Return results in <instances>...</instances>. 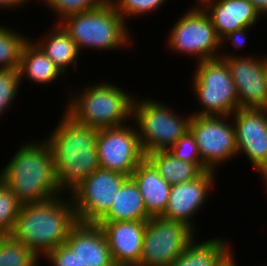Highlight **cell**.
<instances>
[{
    "instance_id": "cell-1",
    "label": "cell",
    "mask_w": 267,
    "mask_h": 266,
    "mask_svg": "<svg viewBox=\"0 0 267 266\" xmlns=\"http://www.w3.org/2000/svg\"><path fill=\"white\" fill-rule=\"evenodd\" d=\"M98 132V128L80 124L65 111L51 135L44 139L51 148L62 193L68 190L69 195L100 168L96 149Z\"/></svg>"
},
{
    "instance_id": "cell-2",
    "label": "cell",
    "mask_w": 267,
    "mask_h": 266,
    "mask_svg": "<svg viewBox=\"0 0 267 266\" xmlns=\"http://www.w3.org/2000/svg\"><path fill=\"white\" fill-rule=\"evenodd\" d=\"M1 180L21 204L44 202L65 196L58 186L54 158L49 144L24 143L0 171Z\"/></svg>"
},
{
    "instance_id": "cell-3",
    "label": "cell",
    "mask_w": 267,
    "mask_h": 266,
    "mask_svg": "<svg viewBox=\"0 0 267 266\" xmlns=\"http://www.w3.org/2000/svg\"><path fill=\"white\" fill-rule=\"evenodd\" d=\"M67 198L60 195L44 202L22 204L10 235L44 257L65 243L78 222L71 197Z\"/></svg>"
},
{
    "instance_id": "cell-4",
    "label": "cell",
    "mask_w": 267,
    "mask_h": 266,
    "mask_svg": "<svg viewBox=\"0 0 267 266\" xmlns=\"http://www.w3.org/2000/svg\"><path fill=\"white\" fill-rule=\"evenodd\" d=\"M80 92L66 101V112L80 124L102 129L125 125L132 118L135 97L122 88L97 83Z\"/></svg>"
},
{
    "instance_id": "cell-5",
    "label": "cell",
    "mask_w": 267,
    "mask_h": 266,
    "mask_svg": "<svg viewBox=\"0 0 267 266\" xmlns=\"http://www.w3.org/2000/svg\"><path fill=\"white\" fill-rule=\"evenodd\" d=\"M125 21L106 1L100 7L67 16L58 23L70 35L79 51L83 47L112 51L130 44L132 38Z\"/></svg>"
},
{
    "instance_id": "cell-6",
    "label": "cell",
    "mask_w": 267,
    "mask_h": 266,
    "mask_svg": "<svg viewBox=\"0 0 267 266\" xmlns=\"http://www.w3.org/2000/svg\"><path fill=\"white\" fill-rule=\"evenodd\" d=\"M191 117H181L157 100L135 99L132 118L145 156L169 150L189 130Z\"/></svg>"
},
{
    "instance_id": "cell-7",
    "label": "cell",
    "mask_w": 267,
    "mask_h": 266,
    "mask_svg": "<svg viewBox=\"0 0 267 266\" xmlns=\"http://www.w3.org/2000/svg\"><path fill=\"white\" fill-rule=\"evenodd\" d=\"M196 67L192 88L202 109L192 115L232 116L239 109V98L227 63L215 58L198 62Z\"/></svg>"
},
{
    "instance_id": "cell-8",
    "label": "cell",
    "mask_w": 267,
    "mask_h": 266,
    "mask_svg": "<svg viewBox=\"0 0 267 266\" xmlns=\"http://www.w3.org/2000/svg\"><path fill=\"white\" fill-rule=\"evenodd\" d=\"M170 49L178 53L198 57L197 62L219 58L221 41L210 17L200 5H196L176 22L169 33Z\"/></svg>"
},
{
    "instance_id": "cell-9",
    "label": "cell",
    "mask_w": 267,
    "mask_h": 266,
    "mask_svg": "<svg viewBox=\"0 0 267 266\" xmlns=\"http://www.w3.org/2000/svg\"><path fill=\"white\" fill-rule=\"evenodd\" d=\"M128 178L103 168L85 178L70 194L78 222L97 223L109 211Z\"/></svg>"
},
{
    "instance_id": "cell-10",
    "label": "cell",
    "mask_w": 267,
    "mask_h": 266,
    "mask_svg": "<svg viewBox=\"0 0 267 266\" xmlns=\"http://www.w3.org/2000/svg\"><path fill=\"white\" fill-rule=\"evenodd\" d=\"M195 234L181 222L151 217L146 221L140 266H170Z\"/></svg>"
},
{
    "instance_id": "cell-11",
    "label": "cell",
    "mask_w": 267,
    "mask_h": 266,
    "mask_svg": "<svg viewBox=\"0 0 267 266\" xmlns=\"http://www.w3.org/2000/svg\"><path fill=\"white\" fill-rule=\"evenodd\" d=\"M232 116L192 115L189 130L198 145L202 163L215 171L219 163L235 158L237 144ZM228 119L229 121L227 122ZM226 160V161H225Z\"/></svg>"
},
{
    "instance_id": "cell-12",
    "label": "cell",
    "mask_w": 267,
    "mask_h": 266,
    "mask_svg": "<svg viewBox=\"0 0 267 266\" xmlns=\"http://www.w3.org/2000/svg\"><path fill=\"white\" fill-rule=\"evenodd\" d=\"M96 149L100 168L129 177L146 158L136 127L127 124L99 129Z\"/></svg>"
},
{
    "instance_id": "cell-13",
    "label": "cell",
    "mask_w": 267,
    "mask_h": 266,
    "mask_svg": "<svg viewBox=\"0 0 267 266\" xmlns=\"http://www.w3.org/2000/svg\"><path fill=\"white\" fill-rule=\"evenodd\" d=\"M228 66L234 80L239 108L265 109L267 101V56L256 57L238 56L236 54L220 53Z\"/></svg>"
},
{
    "instance_id": "cell-14",
    "label": "cell",
    "mask_w": 267,
    "mask_h": 266,
    "mask_svg": "<svg viewBox=\"0 0 267 266\" xmlns=\"http://www.w3.org/2000/svg\"><path fill=\"white\" fill-rule=\"evenodd\" d=\"M232 115L237 154L244 153L267 183V110L239 108Z\"/></svg>"
},
{
    "instance_id": "cell-15",
    "label": "cell",
    "mask_w": 267,
    "mask_h": 266,
    "mask_svg": "<svg viewBox=\"0 0 267 266\" xmlns=\"http://www.w3.org/2000/svg\"><path fill=\"white\" fill-rule=\"evenodd\" d=\"M214 172L206 170L194 180L171 185L168 205L161 217L181 222L195 233L193 217L207 200L209 189L211 190L215 181Z\"/></svg>"
},
{
    "instance_id": "cell-16",
    "label": "cell",
    "mask_w": 267,
    "mask_h": 266,
    "mask_svg": "<svg viewBox=\"0 0 267 266\" xmlns=\"http://www.w3.org/2000/svg\"><path fill=\"white\" fill-rule=\"evenodd\" d=\"M116 266H140L146 221L97 222Z\"/></svg>"
},
{
    "instance_id": "cell-17",
    "label": "cell",
    "mask_w": 267,
    "mask_h": 266,
    "mask_svg": "<svg viewBox=\"0 0 267 266\" xmlns=\"http://www.w3.org/2000/svg\"><path fill=\"white\" fill-rule=\"evenodd\" d=\"M215 27L221 39L235 30L252 27L261 18L249 0H196Z\"/></svg>"
},
{
    "instance_id": "cell-18",
    "label": "cell",
    "mask_w": 267,
    "mask_h": 266,
    "mask_svg": "<svg viewBox=\"0 0 267 266\" xmlns=\"http://www.w3.org/2000/svg\"><path fill=\"white\" fill-rule=\"evenodd\" d=\"M65 243L85 266H116L105 234L97 223L77 222Z\"/></svg>"
},
{
    "instance_id": "cell-19",
    "label": "cell",
    "mask_w": 267,
    "mask_h": 266,
    "mask_svg": "<svg viewBox=\"0 0 267 266\" xmlns=\"http://www.w3.org/2000/svg\"><path fill=\"white\" fill-rule=\"evenodd\" d=\"M131 177L139 187L148 215L161 217L168 205L171 185L147 158L137 166Z\"/></svg>"
},
{
    "instance_id": "cell-20",
    "label": "cell",
    "mask_w": 267,
    "mask_h": 266,
    "mask_svg": "<svg viewBox=\"0 0 267 266\" xmlns=\"http://www.w3.org/2000/svg\"><path fill=\"white\" fill-rule=\"evenodd\" d=\"M150 218L138 185L129 177L117 193L109 211L98 222L148 221Z\"/></svg>"
},
{
    "instance_id": "cell-21",
    "label": "cell",
    "mask_w": 267,
    "mask_h": 266,
    "mask_svg": "<svg viewBox=\"0 0 267 266\" xmlns=\"http://www.w3.org/2000/svg\"><path fill=\"white\" fill-rule=\"evenodd\" d=\"M35 42L29 39L23 46L18 68L20 79L26 77L35 83L50 84L64 74Z\"/></svg>"
},
{
    "instance_id": "cell-22",
    "label": "cell",
    "mask_w": 267,
    "mask_h": 266,
    "mask_svg": "<svg viewBox=\"0 0 267 266\" xmlns=\"http://www.w3.org/2000/svg\"><path fill=\"white\" fill-rule=\"evenodd\" d=\"M39 41L37 39L36 44L63 74L66 75L68 66L73 65L74 69H78L77 57L80 55V51L70 35L59 23H56L54 28L50 32L48 31L47 35L41 40L39 39Z\"/></svg>"
},
{
    "instance_id": "cell-23",
    "label": "cell",
    "mask_w": 267,
    "mask_h": 266,
    "mask_svg": "<svg viewBox=\"0 0 267 266\" xmlns=\"http://www.w3.org/2000/svg\"><path fill=\"white\" fill-rule=\"evenodd\" d=\"M221 238L214 237L201 243L193 238L170 266H217L231 250L227 240Z\"/></svg>"
},
{
    "instance_id": "cell-24",
    "label": "cell",
    "mask_w": 267,
    "mask_h": 266,
    "mask_svg": "<svg viewBox=\"0 0 267 266\" xmlns=\"http://www.w3.org/2000/svg\"><path fill=\"white\" fill-rule=\"evenodd\" d=\"M154 165L159 175L170 185L188 182L209 170L203 163H193L180 160L168 150L155 151L146 155Z\"/></svg>"
},
{
    "instance_id": "cell-25",
    "label": "cell",
    "mask_w": 267,
    "mask_h": 266,
    "mask_svg": "<svg viewBox=\"0 0 267 266\" xmlns=\"http://www.w3.org/2000/svg\"><path fill=\"white\" fill-rule=\"evenodd\" d=\"M39 259L22 241L0 235V266H39Z\"/></svg>"
},
{
    "instance_id": "cell-26",
    "label": "cell",
    "mask_w": 267,
    "mask_h": 266,
    "mask_svg": "<svg viewBox=\"0 0 267 266\" xmlns=\"http://www.w3.org/2000/svg\"><path fill=\"white\" fill-rule=\"evenodd\" d=\"M29 39L14 29L0 25V69H18L21 52Z\"/></svg>"
},
{
    "instance_id": "cell-27",
    "label": "cell",
    "mask_w": 267,
    "mask_h": 266,
    "mask_svg": "<svg viewBox=\"0 0 267 266\" xmlns=\"http://www.w3.org/2000/svg\"><path fill=\"white\" fill-rule=\"evenodd\" d=\"M21 203L0 178V235L10 234L19 215Z\"/></svg>"
},
{
    "instance_id": "cell-28",
    "label": "cell",
    "mask_w": 267,
    "mask_h": 266,
    "mask_svg": "<svg viewBox=\"0 0 267 266\" xmlns=\"http://www.w3.org/2000/svg\"><path fill=\"white\" fill-rule=\"evenodd\" d=\"M44 5L49 6L57 14L58 21H62L65 17L90 11L102 6L108 0H42Z\"/></svg>"
},
{
    "instance_id": "cell-29",
    "label": "cell",
    "mask_w": 267,
    "mask_h": 266,
    "mask_svg": "<svg viewBox=\"0 0 267 266\" xmlns=\"http://www.w3.org/2000/svg\"><path fill=\"white\" fill-rule=\"evenodd\" d=\"M20 83L18 69H0V117L16 99Z\"/></svg>"
},
{
    "instance_id": "cell-30",
    "label": "cell",
    "mask_w": 267,
    "mask_h": 266,
    "mask_svg": "<svg viewBox=\"0 0 267 266\" xmlns=\"http://www.w3.org/2000/svg\"><path fill=\"white\" fill-rule=\"evenodd\" d=\"M125 20L129 16H140L158 10L166 0H108ZM151 11V12H150Z\"/></svg>"
},
{
    "instance_id": "cell-31",
    "label": "cell",
    "mask_w": 267,
    "mask_h": 266,
    "mask_svg": "<svg viewBox=\"0 0 267 266\" xmlns=\"http://www.w3.org/2000/svg\"><path fill=\"white\" fill-rule=\"evenodd\" d=\"M176 158L193 163H202L198 145L190 130L168 150Z\"/></svg>"
},
{
    "instance_id": "cell-32",
    "label": "cell",
    "mask_w": 267,
    "mask_h": 266,
    "mask_svg": "<svg viewBox=\"0 0 267 266\" xmlns=\"http://www.w3.org/2000/svg\"><path fill=\"white\" fill-rule=\"evenodd\" d=\"M44 257L53 266H85L66 243L49 251Z\"/></svg>"
},
{
    "instance_id": "cell-33",
    "label": "cell",
    "mask_w": 267,
    "mask_h": 266,
    "mask_svg": "<svg viewBox=\"0 0 267 266\" xmlns=\"http://www.w3.org/2000/svg\"><path fill=\"white\" fill-rule=\"evenodd\" d=\"M249 28L252 27H244L238 30H235L233 32H230L228 34H226L225 36H223L220 41H221V47L222 45H224L225 41H231V43L233 44V46L237 49V48H241L242 46H244L245 43V39H246V35H247V31ZM223 42V43H222ZM243 44V45H242Z\"/></svg>"
},
{
    "instance_id": "cell-34",
    "label": "cell",
    "mask_w": 267,
    "mask_h": 266,
    "mask_svg": "<svg viewBox=\"0 0 267 266\" xmlns=\"http://www.w3.org/2000/svg\"><path fill=\"white\" fill-rule=\"evenodd\" d=\"M27 1L30 0H0V8L1 9H8V8H14V7H20L24 5V3L27 5Z\"/></svg>"
},
{
    "instance_id": "cell-35",
    "label": "cell",
    "mask_w": 267,
    "mask_h": 266,
    "mask_svg": "<svg viewBox=\"0 0 267 266\" xmlns=\"http://www.w3.org/2000/svg\"><path fill=\"white\" fill-rule=\"evenodd\" d=\"M254 8L262 15L267 16V0H249Z\"/></svg>"
},
{
    "instance_id": "cell-36",
    "label": "cell",
    "mask_w": 267,
    "mask_h": 266,
    "mask_svg": "<svg viewBox=\"0 0 267 266\" xmlns=\"http://www.w3.org/2000/svg\"><path fill=\"white\" fill-rule=\"evenodd\" d=\"M230 251L217 266H236V261L234 260L233 253Z\"/></svg>"
},
{
    "instance_id": "cell-37",
    "label": "cell",
    "mask_w": 267,
    "mask_h": 266,
    "mask_svg": "<svg viewBox=\"0 0 267 266\" xmlns=\"http://www.w3.org/2000/svg\"><path fill=\"white\" fill-rule=\"evenodd\" d=\"M266 81H267V78H266ZM265 110H267V101H266V104H265Z\"/></svg>"
}]
</instances>
